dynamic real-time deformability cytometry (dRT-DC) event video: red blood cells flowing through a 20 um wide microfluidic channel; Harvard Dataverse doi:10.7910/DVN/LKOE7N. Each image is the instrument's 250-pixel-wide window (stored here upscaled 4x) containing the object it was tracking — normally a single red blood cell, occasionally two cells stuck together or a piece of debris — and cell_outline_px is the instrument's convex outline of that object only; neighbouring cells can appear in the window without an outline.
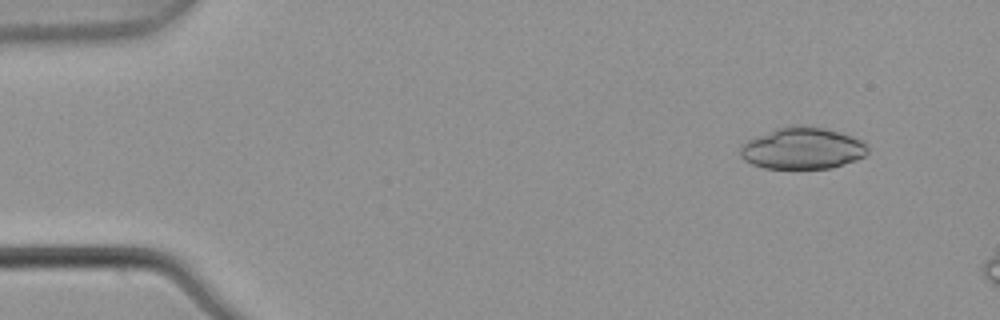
{"species": "common noctule bat (a hibernating species)", "species_latin": "Nyctalus noctula", "temperature_condition": "warm", "stored_images_in_passage": 2, "camera_frame_rate_fps": 3000, "um_per_image_px": 0.085, "animal": {"sex": "male", "body_mass_g": 21.5, "forearm_length_mm": 52.0}, "frame": {"image": 1, "passage_image": 2, "time_ms": 0.333, "image_size_px": [1000, 320], "cell_outline_px": [[868, 152], [864, 156], [856, 160], [832, 168], [764, 168], [752, 164], [744, 160], [740, 156], [740, 144], [748, 140], [776, 128], [792, 124], [804, 124], [824, 128], [852, 136], [864, 140], [868, 144]], "centroid_in_image_um": [68.22, 12.59], "position_along_channel_um": 16.8, "area_um2": 31.27}}